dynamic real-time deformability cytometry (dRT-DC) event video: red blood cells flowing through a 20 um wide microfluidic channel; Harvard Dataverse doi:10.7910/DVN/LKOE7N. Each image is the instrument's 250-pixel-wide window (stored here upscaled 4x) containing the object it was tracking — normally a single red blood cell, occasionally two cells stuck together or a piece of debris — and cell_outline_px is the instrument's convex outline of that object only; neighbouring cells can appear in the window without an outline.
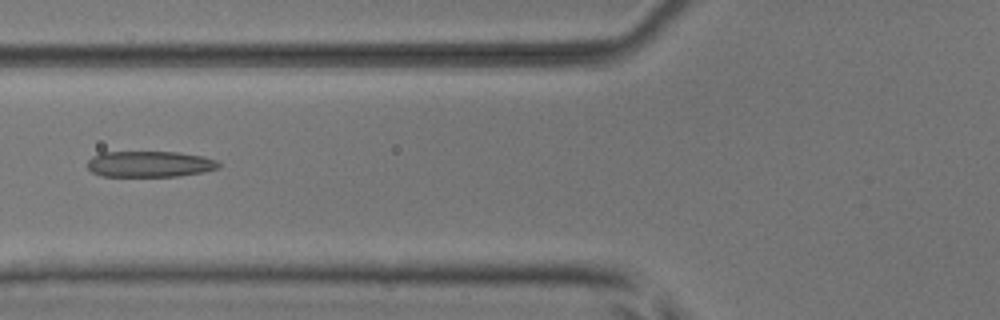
{"species": "common noctule bat (a hibernating species)", "species_latin": "Nyctalus noctula", "temperature_condition": "room temperature", "stored_images_in_passage": 38, "camera_frame_rate_fps": 3000, "um_per_image_px": 0.085, "animal": {"sex": "male", "body_mass_g": 17.9, "forearm_length_mm": 54.2}, "frame": {"image": 1, "passage_image": 17, "time_ms": 5.333, "image_size_px": [1000, 320], "cell_outline_px": [[220, 168], [200, 172], [176, 176], [100, 176], [92, 172], [88, 168], [88, 160], [92, 156], [100, 152], [180, 152], [204, 156], [216, 160], [220, 164]], "centroid_in_image_um": [12.71, 13.94], "position_along_channel_um": 113.1, "area_um2": 19.94}}
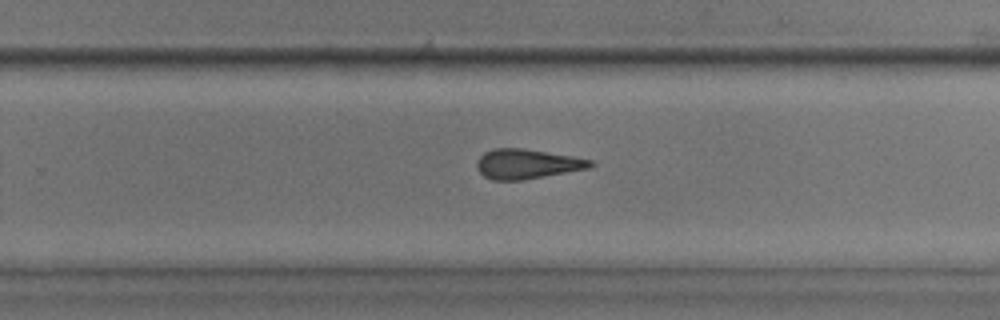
{"frame": {"image": 2, "passage_image": 30, "time_ms": 9.667, "image_size_px": [1000, 320], "cell_outline_px": [[596, 164], [592, 168], [524, 180], [492, 180], [484, 176], [476, 168], [476, 160], [484, 152], [492, 148], [520, 148], [572, 156], [592, 160]], "centroid_in_image_um": [44.8, 13.94], "position_along_channel_um": 285.0, "area_um2": 19.88}}
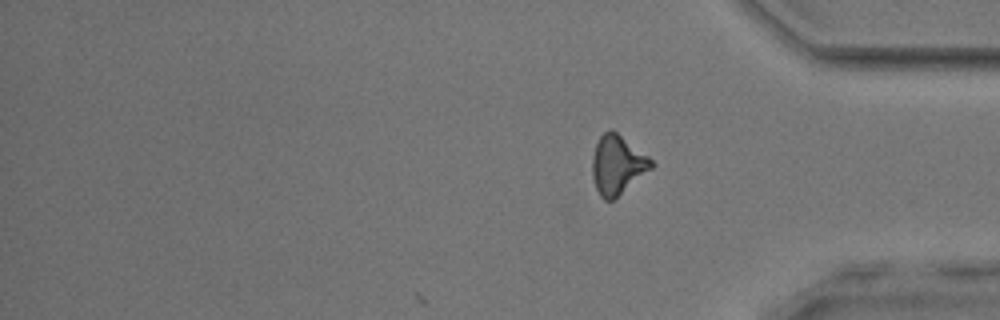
{"frame": {"image": 3, "passage_image": 38, "time_ms": 12.333, "image_size_px": [1000, 320], "cell_outline_px": [[656, 164], [652, 168], [612, 200], [604, 200], [600, 196], [596, 188], [592, 176], [592, 156], [596, 144], [600, 136], [608, 128], [612, 128], [648, 156]], "centroid_in_image_um": [52.46, 13.98], "position_along_channel_um": 382.7, "area_um2": 20.17}, "authors_computed_cell_mechanics": {"area_um2": 20.2589, "velocity_mm_per_s": 3.9792, "shape_relaxation_time_tau1_ms": 7.8749, "shape_relaxation_time_tau2_ms": 3.9914, "deformation_change_tau1": 0.216, "deformation_change_tau2": 0.1812}}